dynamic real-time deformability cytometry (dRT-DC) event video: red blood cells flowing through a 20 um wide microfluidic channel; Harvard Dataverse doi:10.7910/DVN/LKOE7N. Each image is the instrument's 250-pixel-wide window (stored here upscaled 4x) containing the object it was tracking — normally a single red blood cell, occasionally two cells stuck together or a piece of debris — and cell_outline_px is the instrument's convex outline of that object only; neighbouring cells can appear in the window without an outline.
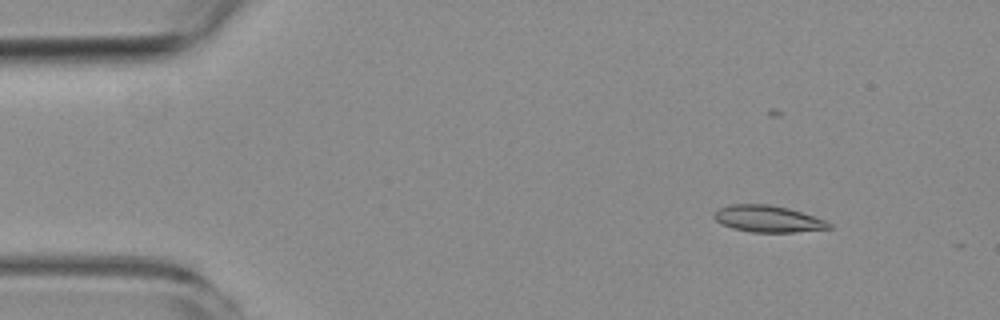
{"species": "common noctule bat (a hibernating species)", "species_latin": "Nyctalus noctula", "temperature_condition": "room temperature", "stored_images_in_passage": 6, "camera_frame_rate_fps": 3000, "um_per_image_px": 0.085, "animal": {"sex": "female", "body_mass_g": 19.3, "forearm_length_mm": 54.1}, "frame": {"image": 1, "passage_image": 3, "time_ms": 2.333, "image_size_px": [1000, 320], "cell_outline_px": [[832, 228], [796, 232], [752, 232], [732, 228], [716, 220], [712, 216], [712, 212], [716, 208], [728, 204], [768, 204], [788, 208], [824, 220], [832, 224]], "centroid_in_image_um": [65.21, 18.59], "position_along_channel_um": 19.8, "area_um2": 17.86}}